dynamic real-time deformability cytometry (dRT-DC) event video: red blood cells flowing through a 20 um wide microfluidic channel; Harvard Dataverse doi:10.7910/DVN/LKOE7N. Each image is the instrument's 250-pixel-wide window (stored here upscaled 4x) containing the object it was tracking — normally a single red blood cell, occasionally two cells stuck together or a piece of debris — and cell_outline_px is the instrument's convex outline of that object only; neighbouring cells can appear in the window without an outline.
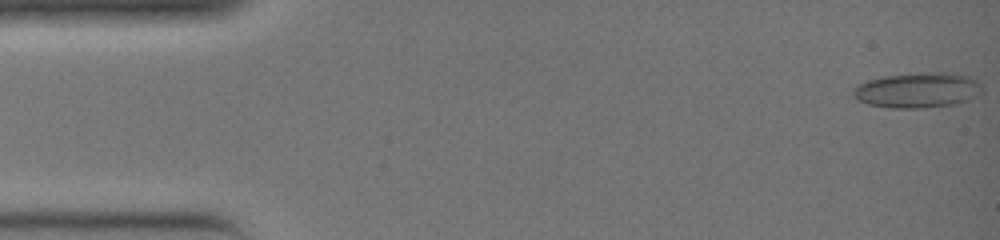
{"species": "common noctule bat (a hibernating species)", "species_latin": "Nyctalus noctula", "temperature_condition": "warm", "stored_images_in_passage": 36, "camera_frame_rate_fps": 3000, "um_per_image_px": 0.085, "animal": {"sex": "female", "body_mass_g": 19.0, "forearm_length_mm": 51.5}, "frame": {"image": 1, "passage_image": 1, "time_ms": 0.0, "image_size_px": [1000, 240], "cell_outline_px": [[984, 92], [968, 100], [956, 104], [924, 108], [892, 108], [868, 104], [860, 100], [852, 92], [856, 84], [868, 80], [884, 76], [928, 72], [948, 72], [968, 76], [976, 80], [980, 84]], "centroid_in_image_um": [78.03, 7.66], "position_along_channel_um": 7.0, "area_um2": 26.53}}
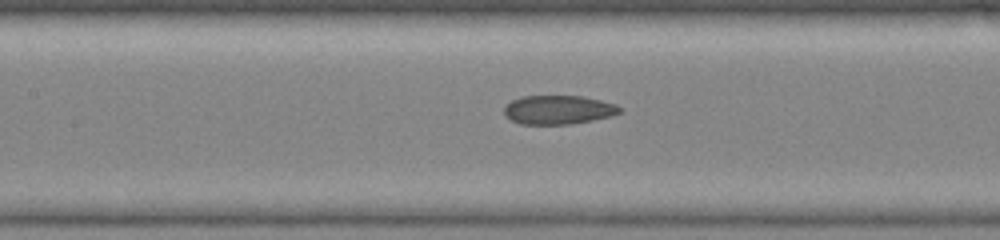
{"frame": {"image": 2, "passage_image": 17, "time_ms": 5.333, "image_size_px": [1000, 240], "cell_outline_px": [[620, 112], [612, 116], [592, 120], [568, 124], [520, 124], [504, 116], [504, 104], [520, 96], [580, 96], [600, 100], [616, 104], [620, 108]], "centroid_in_image_um": [47.4, 9.33], "position_along_channel_um": 160.0, "area_um2": 19.48}}
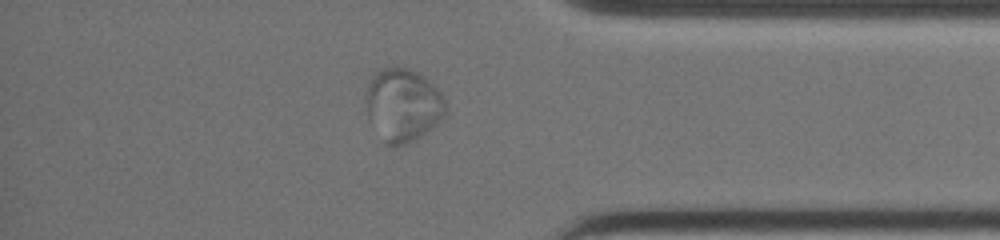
{"frame": {"image": 3, "passage_image": 31, "time_ms": 10.0, "image_size_px": [1000, 240], "cell_outline_px": [[444, 116], [424, 136], [396, 148], [384, 144], [368, 120], [364, 100], [364, 96], [368, 84], [372, 76], [376, 72], [384, 68], [408, 68], [420, 72], [440, 92], [444, 100]], "centroid_in_image_um": [34.19, 8.97], "position_along_channel_um": 401.0, "area_um2": 34.45}}